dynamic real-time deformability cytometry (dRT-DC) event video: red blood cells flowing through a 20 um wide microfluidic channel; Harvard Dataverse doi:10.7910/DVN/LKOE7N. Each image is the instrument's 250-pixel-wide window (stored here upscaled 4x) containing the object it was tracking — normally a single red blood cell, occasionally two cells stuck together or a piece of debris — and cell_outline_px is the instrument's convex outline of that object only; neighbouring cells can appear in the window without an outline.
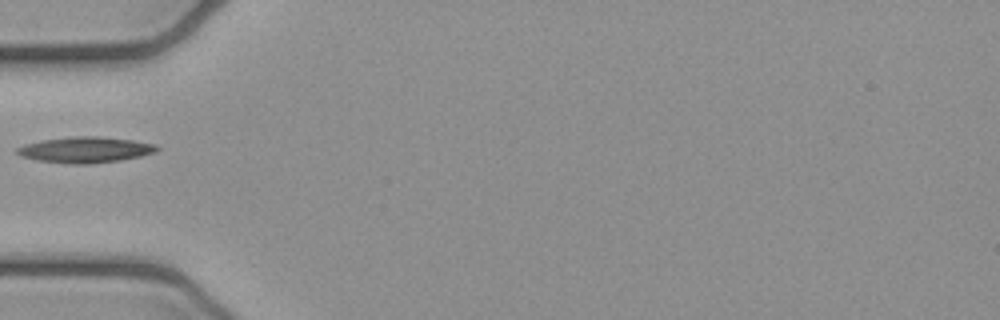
{"species": "common noctule bat (a hibernating species)", "species_latin": "Nyctalus noctula", "temperature_condition": "cold", "stored_images_in_passage": 5, "camera_frame_rate_fps": 3000, "um_per_image_px": 0.085, "animal": {"sex": "female", "body_mass_g": 21.9}, "frame": {"image": 1, "passage_image": 4, "time_ms": 1.0, "image_size_px": [1000, 320], "cell_outline_px": [[160, 148], [156, 152], [140, 156], [120, 160], [92, 164], [72, 164], [40, 160], [20, 156], [16, 152], [16, 148], [24, 144], [44, 140], [72, 136], [100, 136], [132, 140], [156, 144]], "centroid_in_image_um": [7.28, 12.73], "position_along_channel_um": 77.7, "area_um2": 21.04}}
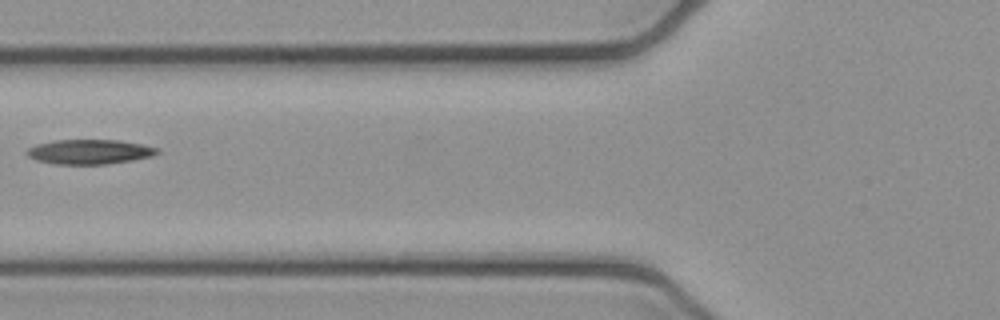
{"frame": {"image": 2, "passage_image": 5, "time_ms": 1.333, "image_size_px": [1000, 320], "cell_outline_px": [[160, 152], [152, 156], [132, 160], [104, 164], [52, 164], [36, 160], [28, 156], [24, 152], [28, 148], [36, 144], [56, 140], [120, 140], [160, 148]], "centroid_in_image_um": [7.59, 12.9], "position_along_channel_um": 118.2, "area_um2": 18.79}}